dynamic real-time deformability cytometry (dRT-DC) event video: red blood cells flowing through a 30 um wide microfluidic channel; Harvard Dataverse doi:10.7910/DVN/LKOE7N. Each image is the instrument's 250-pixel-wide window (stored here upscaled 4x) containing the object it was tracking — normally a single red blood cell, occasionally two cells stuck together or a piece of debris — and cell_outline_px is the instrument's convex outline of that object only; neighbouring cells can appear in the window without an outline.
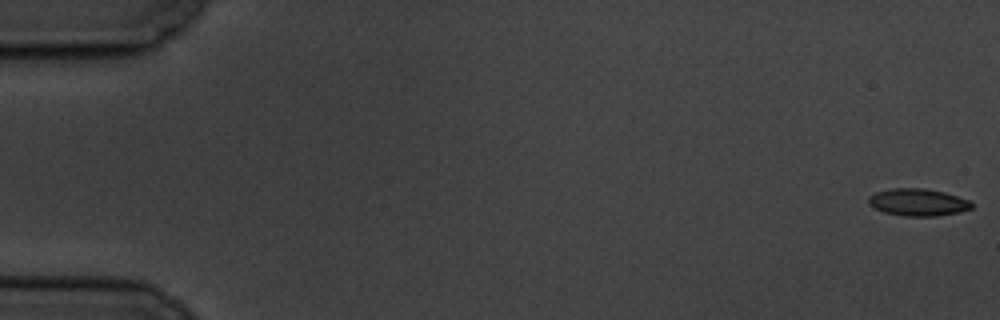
{"species": "common noctule bat (a hibernating species)", "species_latin": "Nyctalus noctula", "temperature_condition": "cold", "stored_images_in_passage": 6, "camera_frame_rate_fps": 3000, "um_per_image_px": 0.085, "animal": {"sex": "male", "body_mass_g": 19.5, "forearm_length_mm": 54.6}, "frame": {"image": 1, "passage_image": 1, "time_ms": 0.0, "image_size_px": [1000, 320], "cell_outline_px": [[972, 208], [960, 212], [936, 216], [904, 216], [884, 212], [868, 204], [868, 196], [876, 192], [892, 188], [924, 188], [944, 192], [968, 200], [972, 204]], "centroid_in_image_um": [78.01, 17.19], "position_along_channel_um": 7.0, "area_um2": 16.3}}
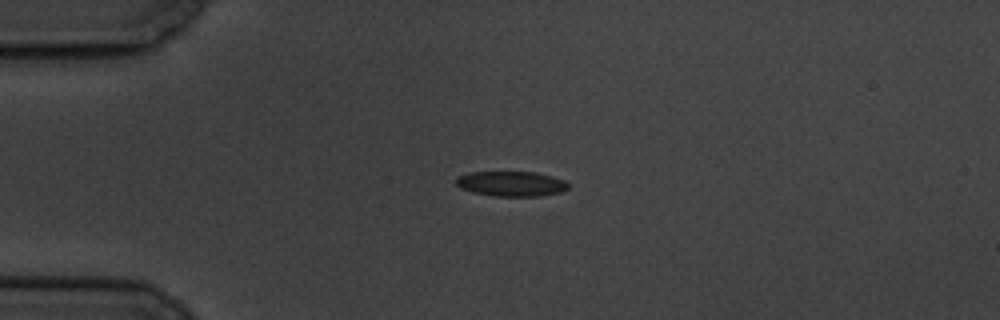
{"frame": {"image": 2, "passage_image": 5, "time_ms": 4.667, "image_size_px": [1000, 320], "cell_outline_px": [[568, 188], [560, 192], [540, 196], [492, 196], [472, 192], [460, 188], [456, 184], [456, 176], [468, 172], [536, 172], [552, 176], [564, 180], [568, 184]], "centroid_in_image_um": [43.42, 15.61], "position_along_channel_um": 41.6, "area_um2": 16.47}}